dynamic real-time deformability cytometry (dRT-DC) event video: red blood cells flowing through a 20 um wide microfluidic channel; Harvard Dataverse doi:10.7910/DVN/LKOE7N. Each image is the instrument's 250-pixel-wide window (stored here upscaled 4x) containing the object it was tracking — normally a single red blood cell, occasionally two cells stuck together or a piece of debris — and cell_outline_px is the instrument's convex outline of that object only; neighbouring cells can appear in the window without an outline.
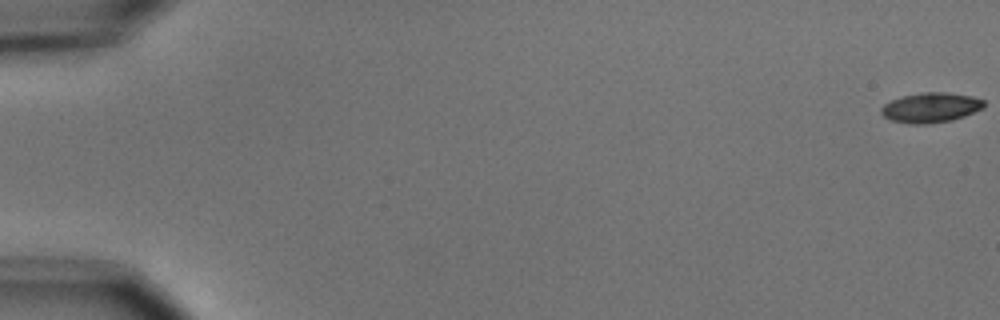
{"species": "common noctule bat (a hibernating species)", "species_latin": "Nyctalus noctula", "temperature_condition": "cold", "stored_images_in_passage": 8, "camera_frame_rate_fps": 3000, "um_per_image_px": 0.085, "animal": {"sex": "male", "body_mass_g": 15.6}, "frame": {"image": 1, "passage_image": 1, "time_ms": 0.0, "image_size_px": [1000, 320], "cell_outline_px": [[984, 108], [964, 116], [952, 120], [924, 124], [908, 124], [892, 120], [884, 116], [880, 112], [880, 108], [884, 104], [900, 96], [924, 92], [948, 92], [972, 96], [984, 100]], "centroid_in_image_um": [79.11, 9.14], "position_along_channel_um": 5.9, "area_um2": 17.98}}
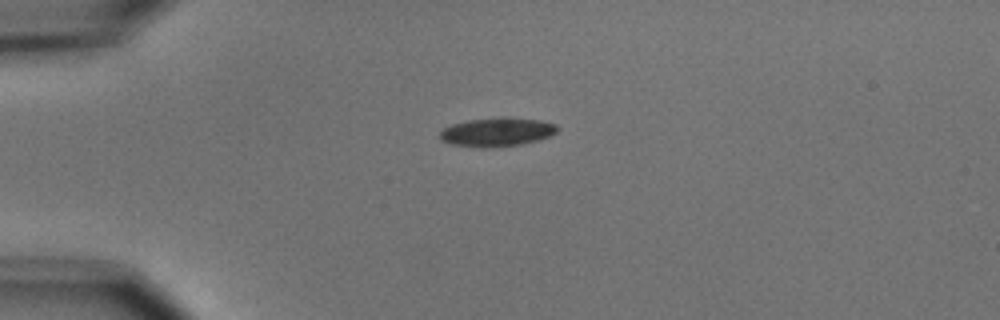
{"frame": {"image": 2, "passage_image": 5, "time_ms": 4.667, "image_size_px": [1000, 320], "cell_outline_px": [[560, 128], [556, 132], [540, 140], [524, 144], [488, 148], [480, 148], [452, 144], [440, 140], [440, 132], [444, 128], [452, 124], [468, 120], [540, 120], [556, 124]], "centroid_in_image_um": [42.23, 11.28], "position_along_channel_um": 42.8, "area_um2": 18.96}}
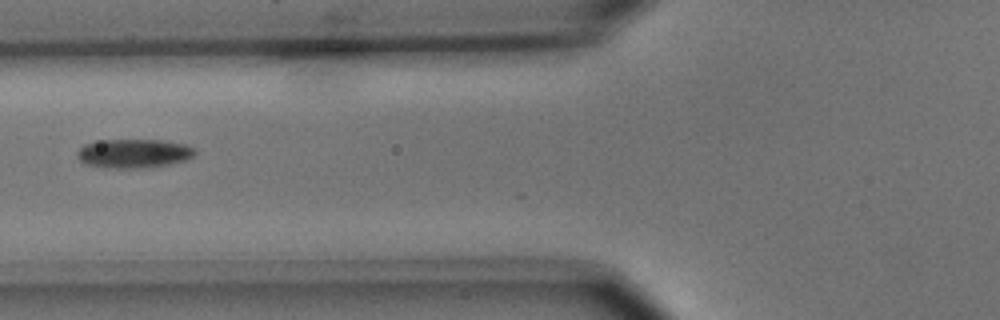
{"frame": {"image": 3, "passage_image": 7, "time_ms": 7.333, "image_size_px": [1000, 320], "cell_outline_px": [[196, 152], [192, 156], [184, 160], [168, 164], [144, 168], [108, 168], [84, 164], [76, 156], [76, 152], [84, 144], [104, 140], [160, 140], [188, 144], [196, 148]], "centroid_in_image_um": [11.36, 13.04], "position_along_channel_um": 114.4, "area_um2": 19.94}}